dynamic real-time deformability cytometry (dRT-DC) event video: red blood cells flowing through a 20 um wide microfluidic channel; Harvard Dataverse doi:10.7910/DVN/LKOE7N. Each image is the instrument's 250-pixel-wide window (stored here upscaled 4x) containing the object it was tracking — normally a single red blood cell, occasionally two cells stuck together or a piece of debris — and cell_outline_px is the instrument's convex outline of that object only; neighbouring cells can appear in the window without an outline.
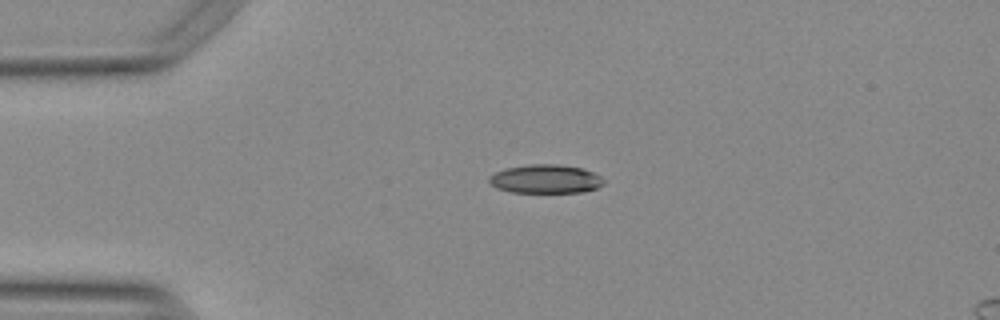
{"species": "Egyptian fruit bat (a non-hibernating species)", "species_latin": "Rousettus aegyptiacus", "temperature_condition": "warm", "stored_images_in_passage": 42, "camera_frame_rate_fps": 3000, "um_per_image_px": 0.085, "animal": {"sex": "female"}, "frame": {"image": 1, "passage_image": 1, "time_ms": 0.0, "image_size_px": [1000, 320], "cell_outline_px": [[604, 184], [596, 188], [580, 192], [512, 192], [496, 188], [488, 180], [488, 176], [504, 168], [528, 164], [556, 164], [580, 168], [592, 172], [600, 176], [604, 180]], "centroid_in_image_um": [46.34, 15.21], "position_along_channel_um": 38.7, "area_um2": 19.07}}
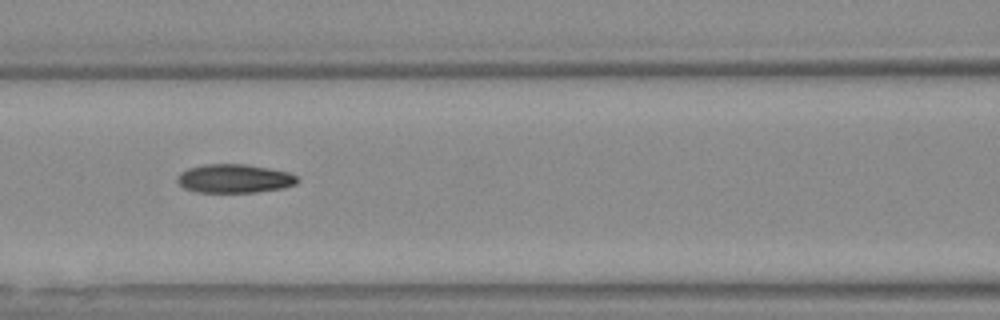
{"frame": {"image": 2, "passage_image": 12, "time_ms": 3.667, "image_size_px": [1000, 320], "cell_outline_px": [[300, 180], [296, 184], [284, 188], [256, 192], [200, 192], [184, 188], [176, 180], [180, 172], [188, 168], [204, 164], [248, 164], [288, 172], [296, 176]], "centroid_in_image_um": [19.94, 15.17], "position_along_channel_um": 146.7, "area_um2": 20.11}}
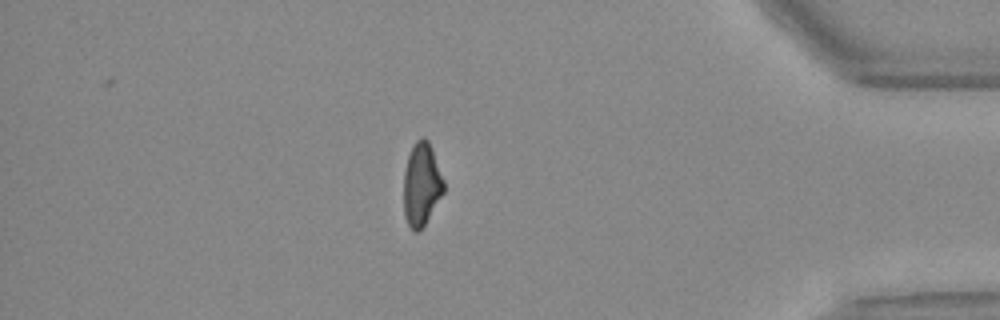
{"frame": {"image": 3, "passage_image": 35, "time_ms": 11.333, "image_size_px": [1000, 320], "cell_outline_px": [[444, 192], [424, 224], [416, 232], [408, 224], [404, 216], [404, 172], [408, 156], [416, 140], [420, 136], [424, 136], [428, 140], [432, 148], [444, 180]], "centroid_in_image_um": [35.83, 15.62], "position_along_channel_um": 399.4, "area_um2": 19.19}, "authors_computed_cell_mechanics": {"area_um2": 20.0566, "velocity_mm_per_s": 3.7996, "shape_relaxation_time_tau1_ms": 8.169, "shape_relaxation_time_tau2_ms": 4.1325, "deformation_change_tau1": 0.2037, "deformation_change_tau2": 0.1172}}